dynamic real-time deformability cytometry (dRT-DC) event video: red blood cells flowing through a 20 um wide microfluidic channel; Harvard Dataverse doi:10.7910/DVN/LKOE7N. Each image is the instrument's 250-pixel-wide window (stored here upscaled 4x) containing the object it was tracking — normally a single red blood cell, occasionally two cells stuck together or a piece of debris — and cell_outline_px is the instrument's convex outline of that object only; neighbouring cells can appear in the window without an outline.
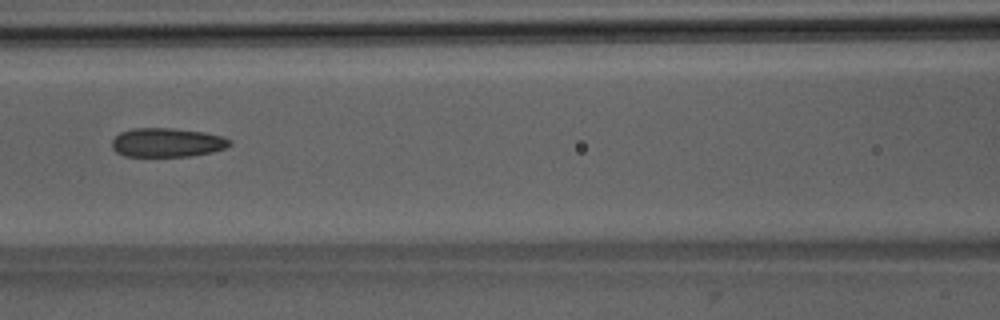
{"species": "Egyptian fruit bat (a non-hibernating species)", "species_latin": "Rousettus aegyptiacus", "temperature_condition": "room temperature", "stored_images_in_passage": 7, "camera_frame_rate_fps": 3000, "um_per_image_px": 0.085, "animal": {"sex": "male"}, "frame": {"image": 1, "passage_image": 7, "time_ms": 7.0, "image_size_px": [1000, 320], "cell_outline_px": [[232, 144], [224, 148], [212, 152], [192, 156], [124, 156], [116, 152], [112, 148], [112, 140], [120, 132], [132, 128], [172, 128], [204, 132], [224, 136], [232, 140]], "centroid_in_image_um": [14.22, 12.11], "position_along_channel_um": 152.4, "area_um2": 20.06}}